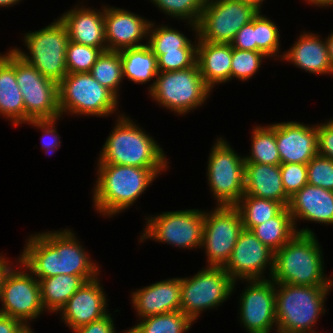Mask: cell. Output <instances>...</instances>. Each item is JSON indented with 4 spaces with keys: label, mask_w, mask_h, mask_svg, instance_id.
I'll return each instance as SVG.
<instances>
[{
    "label": "cell",
    "mask_w": 333,
    "mask_h": 333,
    "mask_svg": "<svg viewBox=\"0 0 333 333\" xmlns=\"http://www.w3.org/2000/svg\"><path fill=\"white\" fill-rule=\"evenodd\" d=\"M76 233L70 229L30 235L19 261L39 280L58 274L79 275L86 282L100 276V267L91 259Z\"/></svg>",
    "instance_id": "obj_1"
},
{
    "label": "cell",
    "mask_w": 333,
    "mask_h": 333,
    "mask_svg": "<svg viewBox=\"0 0 333 333\" xmlns=\"http://www.w3.org/2000/svg\"><path fill=\"white\" fill-rule=\"evenodd\" d=\"M118 115V116H117ZM104 142L97 163L150 168L158 176L168 169L165 151L142 127L123 113Z\"/></svg>",
    "instance_id": "obj_2"
},
{
    "label": "cell",
    "mask_w": 333,
    "mask_h": 333,
    "mask_svg": "<svg viewBox=\"0 0 333 333\" xmlns=\"http://www.w3.org/2000/svg\"><path fill=\"white\" fill-rule=\"evenodd\" d=\"M93 207L106 217L129 209L158 175L150 168L97 163Z\"/></svg>",
    "instance_id": "obj_3"
},
{
    "label": "cell",
    "mask_w": 333,
    "mask_h": 333,
    "mask_svg": "<svg viewBox=\"0 0 333 333\" xmlns=\"http://www.w3.org/2000/svg\"><path fill=\"white\" fill-rule=\"evenodd\" d=\"M316 237L297 233L274 253L271 279L275 283L333 286V277L324 273L323 250Z\"/></svg>",
    "instance_id": "obj_4"
},
{
    "label": "cell",
    "mask_w": 333,
    "mask_h": 333,
    "mask_svg": "<svg viewBox=\"0 0 333 333\" xmlns=\"http://www.w3.org/2000/svg\"><path fill=\"white\" fill-rule=\"evenodd\" d=\"M277 333H310L326 312L325 300L333 286L275 283Z\"/></svg>",
    "instance_id": "obj_5"
},
{
    "label": "cell",
    "mask_w": 333,
    "mask_h": 333,
    "mask_svg": "<svg viewBox=\"0 0 333 333\" xmlns=\"http://www.w3.org/2000/svg\"><path fill=\"white\" fill-rule=\"evenodd\" d=\"M25 52L12 48L25 62L35 67L43 76L59 83L67 74L66 49L68 30L60 18L36 31L24 33ZM21 49V50H20Z\"/></svg>",
    "instance_id": "obj_6"
},
{
    "label": "cell",
    "mask_w": 333,
    "mask_h": 333,
    "mask_svg": "<svg viewBox=\"0 0 333 333\" xmlns=\"http://www.w3.org/2000/svg\"><path fill=\"white\" fill-rule=\"evenodd\" d=\"M117 98L102 86L90 72L68 73L59 82V108L64 114L107 117L119 113ZM117 111V112H116Z\"/></svg>",
    "instance_id": "obj_7"
},
{
    "label": "cell",
    "mask_w": 333,
    "mask_h": 333,
    "mask_svg": "<svg viewBox=\"0 0 333 333\" xmlns=\"http://www.w3.org/2000/svg\"><path fill=\"white\" fill-rule=\"evenodd\" d=\"M211 92L196 63L184 70L158 72L148 93L161 107L184 116L204 105Z\"/></svg>",
    "instance_id": "obj_8"
},
{
    "label": "cell",
    "mask_w": 333,
    "mask_h": 333,
    "mask_svg": "<svg viewBox=\"0 0 333 333\" xmlns=\"http://www.w3.org/2000/svg\"><path fill=\"white\" fill-rule=\"evenodd\" d=\"M207 180L217 206H235L244 195V156L230 146L223 137L217 138L210 149Z\"/></svg>",
    "instance_id": "obj_9"
},
{
    "label": "cell",
    "mask_w": 333,
    "mask_h": 333,
    "mask_svg": "<svg viewBox=\"0 0 333 333\" xmlns=\"http://www.w3.org/2000/svg\"><path fill=\"white\" fill-rule=\"evenodd\" d=\"M205 267L192 277H181V312L194 322L202 312L222 306L237 285L223 267Z\"/></svg>",
    "instance_id": "obj_10"
},
{
    "label": "cell",
    "mask_w": 333,
    "mask_h": 333,
    "mask_svg": "<svg viewBox=\"0 0 333 333\" xmlns=\"http://www.w3.org/2000/svg\"><path fill=\"white\" fill-rule=\"evenodd\" d=\"M146 226L139 242L146 239L167 243L180 249H201L204 210L185 209L167 211L145 217Z\"/></svg>",
    "instance_id": "obj_11"
},
{
    "label": "cell",
    "mask_w": 333,
    "mask_h": 333,
    "mask_svg": "<svg viewBox=\"0 0 333 333\" xmlns=\"http://www.w3.org/2000/svg\"><path fill=\"white\" fill-rule=\"evenodd\" d=\"M259 11L256 5L244 0L205 1L197 25L198 37L205 42L230 44Z\"/></svg>",
    "instance_id": "obj_12"
},
{
    "label": "cell",
    "mask_w": 333,
    "mask_h": 333,
    "mask_svg": "<svg viewBox=\"0 0 333 333\" xmlns=\"http://www.w3.org/2000/svg\"><path fill=\"white\" fill-rule=\"evenodd\" d=\"M243 229L240 212L235 206L204 210L201 248L205 250L207 266H225Z\"/></svg>",
    "instance_id": "obj_13"
},
{
    "label": "cell",
    "mask_w": 333,
    "mask_h": 333,
    "mask_svg": "<svg viewBox=\"0 0 333 333\" xmlns=\"http://www.w3.org/2000/svg\"><path fill=\"white\" fill-rule=\"evenodd\" d=\"M3 282L0 314L30 323L44 314L38 279L17 259ZM19 264V269L15 266Z\"/></svg>",
    "instance_id": "obj_14"
},
{
    "label": "cell",
    "mask_w": 333,
    "mask_h": 333,
    "mask_svg": "<svg viewBox=\"0 0 333 333\" xmlns=\"http://www.w3.org/2000/svg\"><path fill=\"white\" fill-rule=\"evenodd\" d=\"M16 80L25 105V123L61 118L59 83L43 76L16 54Z\"/></svg>",
    "instance_id": "obj_15"
},
{
    "label": "cell",
    "mask_w": 333,
    "mask_h": 333,
    "mask_svg": "<svg viewBox=\"0 0 333 333\" xmlns=\"http://www.w3.org/2000/svg\"><path fill=\"white\" fill-rule=\"evenodd\" d=\"M245 282H248L247 287L238 298L239 322L247 333L277 331L275 282L271 278Z\"/></svg>",
    "instance_id": "obj_16"
},
{
    "label": "cell",
    "mask_w": 333,
    "mask_h": 333,
    "mask_svg": "<svg viewBox=\"0 0 333 333\" xmlns=\"http://www.w3.org/2000/svg\"><path fill=\"white\" fill-rule=\"evenodd\" d=\"M223 268L234 282L267 279L264 275L266 268L269 269L270 279L274 269V252L252 231L243 229Z\"/></svg>",
    "instance_id": "obj_17"
},
{
    "label": "cell",
    "mask_w": 333,
    "mask_h": 333,
    "mask_svg": "<svg viewBox=\"0 0 333 333\" xmlns=\"http://www.w3.org/2000/svg\"><path fill=\"white\" fill-rule=\"evenodd\" d=\"M150 23L147 18L130 10L104 6L107 51H120L147 44ZM145 38L146 43H143Z\"/></svg>",
    "instance_id": "obj_18"
},
{
    "label": "cell",
    "mask_w": 333,
    "mask_h": 333,
    "mask_svg": "<svg viewBox=\"0 0 333 333\" xmlns=\"http://www.w3.org/2000/svg\"><path fill=\"white\" fill-rule=\"evenodd\" d=\"M100 281L99 276L87 281L58 312L69 330L73 331L108 314V298Z\"/></svg>",
    "instance_id": "obj_19"
},
{
    "label": "cell",
    "mask_w": 333,
    "mask_h": 333,
    "mask_svg": "<svg viewBox=\"0 0 333 333\" xmlns=\"http://www.w3.org/2000/svg\"><path fill=\"white\" fill-rule=\"evenodd\" d=\"M276 145L281 164H307L318 154L317 124L297 121L276 123Z\"/></svg>",
    "instance_id": "obj_20"
},
{
    "label": "cell",
    "mask_w": 333,
    "mask_h": 333,
    "mask_svg": "<svg viewBox=\"0 0 333 333\" xmlns=\"http://www.w3.org/2000/svg\"><path fill=\"white\" fill-rule=\"evenodd\" d=\"M132 307L139 319L181 311V277L168 278L131 293Z\"/></svg>",
    "instance_id": "obj_21"
},
{
    "label": "cell",
    "mask_w": 333,
    "mask_h": 333,
    "mask_svg": "<svg viewBox=\"0 0 333 333\" xmlns=\"http://www.w3.org/2000/svg\"><path fill=\"white\" fill-rule=\"evenodd\" d=\"M78 3L67 12L59 16L65 24L69 40L78 44L100 48L107 51L105 24H104V5L101 10L86 7ZM79 6V7H78Z\"/></svg>",
    "instance_id": "obj_22"
},
{
    "label": "cell",
    "mask_w": 333,
    "mask_h": 333,
    "mask_svg": "<svg viewBox=\"0 0 333 333\" xmlns=\"http://www.w3.org/2000/svg\"><path fill=\"white\" fill-rule=\"evenodd\" d=\"M297 37L293 46L284 51L281 60L311 74L333 75L326 37L323 40L318 34L305 30Z\"/></svg>",
    "instance_id": "obj_23"
},
{
    "label": "cell",
    "mask_w": 333,
    "mask_h": 333,
    "mask_svg": "<svg viewBox=\"0 0 333 333\" xmlns=\"http://www.w3.org/2000/svg\"><path fill=\"white\" fill-rule=\"evenodd\" d=\"M289 211L295 227L298 219L333 225V191L306 184L289 202Z\"/></svg>",
    "instance_id": "obj_24"
},
{
    "label": "cell",
    "mask_w": 333,
    "mask_h": 333,
    "mask_svg": "<svg viewBox=\"0 0 333 333\" xmlns=\"http://www.w3.org/2000/svg\"><path fill=\"white\" fill-rule=\"evenodd\" d=\"M0 115L13 126L25 124V105L16 80V52L0 53Z\"/></svg>",
    "instance_id": "obj_25"
},
{
    "label": "cell",
    "mask_w": 333,
    "mask_h": 333,
    "mask_svg": "<svg viewBox=\"0 0 333 333\" xmlns=\"http://www.w3.org/2000/svg\"><path fill=\"white\" fill-rule=\"evenodd\" d=\"M231 61V44L205 42L198 37L196 63L211 90L231 80Z\"/></svg>",
    "instance_id": "obj_26"
},
{
    "label": "cell",
    "mask_w": 333,
    "mask_h": 333,
    "mask_svg": "<svg viewBox=\"0 0 333 333\" xmlns=\"http://www.w3.org/2000/svg\"><path fill=\"white\" fill-rule=\"evenodd\" d=\"M244 194L275 200L284 207L290 202L282 185L280 165L245 163Z\"/></svg>",
    "instance_id": "obj_27"
},
{
    "label": "cell",
    "mask_w": 333,
    "mask_h": 333,
    "mask_svg": "<svg viewBox=\"0 0 333 333\" xmlns=\"http://www.w3.org/2000/svg\"><path fill=\"white\" fill-rule=\"evenodd\" d=\"M288 207H284L275 217L255 226L253 234L274 253L290 241L297 233L314 234L310 228L297 229Z\"/></svg>",
    "instance_id": "obj_28"
},
{
    "label": "cell",
    "mask_w": 333,
    "mask_h": 333,
    "mask_svg": "<svg viewBox=\"0 0 333 333\" xmlns=\"http://www.w3.org/2000/svg\"><path fill=\"white\" fill-rule=\"evenodd\" d=\"M122 60L123 79H129L136 84H146L150 82L148 92L155 84L158 75L157 57L150 50L147 44L120 50Z\"/></svg>",
    "instance_id": "obj_29"
},
{
    "label": "cell",
    "mask_w": 333,
    "mask_h": 333,
    "mask_svg": "<svg viewBox=\"0 0 333 333\" xmlns=\"http://www.w3.org/2000/svg\"><path fill=\"white\" fill-rule=\"evenodd\" d=\"M45 312L58 313L67 301L86 283L79 275L58 274L39 279Z\"/></svg>",
    "instance_id": "obj_30"
},
{
    "label": "cell",
    "mask_w": 333,
    "mask_h": 333,
    "mask_svg": "<svg viewBox=\"0 0 333 333\" xmlns=\"http://www.w3.org/2000/svg\"><path fill=\"white\" fill-rule=\"evenodd\" d=\"M251 139L250 155H244L245 163L281 164L276 145V123L254 126Z\"/></svg>",
    "instance_id": "obj_31"
},
{
    "label": "cell",
    "mask_w": 333,
    "mask_h": 333,
    "mask_svg": "<svg viewBox=\"0 0 333 333\" xmlns=\"http://www.w3.org/2000/svg\"><path fill=\"white\" fill-rule=\"evenodd\" d=\"M138 321L127 329V333H186L194 323L181 311L149 316Z\"/></svg>",
    "instance_id": "obj_32"
},
{
    "label": "cell",
    "mask_w": 333,
    "mask_h": 333,
    "mask_svg": "<svg viewBox=\"0 0 333 333\" xmlns=\"http://www.w3.org/2000/svg\"><path fill=\"white\" fill-rule=\"evenodd\" d=\"M235 207L240 212L244 229L250 231L255 226L275 217L284 208L275 200L257 198L247 194L240 198Z\"/></svg>",
    "instance_id": "obj_33"
},
{
    "label": "cell",
    "mask_w": 333,
    "mask_h": 333,
    "mask_svg": "<svg viewBox=\"0 0 333 333\" xmlns=\"http://www.w3.org/2000/svg\"><path fill=\"white\" fill-rule=\"evenodd\" d=\"M150 23L148 30L147 45L154 54H165V52L178 51L180 48H197L196 41L192 42L185 33L168 25Z\"/></svg>",
    "instance_id": "obj_34"
},
{
    "label": "cell",
    "mask_w": 333,
    "mask_h": 333,
    "mask_svg": "<svg viewBox=\"0 0 333 333\" xmlns=\"http://www.w3.org/2000/svg\"><path fill=\"white\" fill-rule=\"evenodd\" d=\"M90 73L102 86L120 98V84L124 80L120 51L102 52Z\"/></svg>",
    "instance_id": "obj_35"
},
{
    "label": "cell",
    "mask_w": 333,
    "mask_h": 333,
    "mask_svg": "<svg viewBox=\"0 0 333 333\" xmlns=\"http://www.w3.org/2000/svg\"><path fill=\"white\" fill-rule=\"evenodd\" d=\"M157 6L159 11H163L166 17L183 20L193 28L195 36L198 35V23L202 15L205 4L204 0H150Z\"/></svg>",
    "instance_id": "obj_36"
},
{
    "label": "cell",
    "mask_w": 333,
    "mask_h": 333,
    "mask_svg": "<svg viewBox=\"0 0 333 333\" xmlns=\"http://www.w3.org/2000/svg\"><path fill=\"white\" fill-rule=\"evenodd\" d=\"M279 32L278 26L260 10L255 16L256 51L263 52L270 58L276 56L275 60H281L283 52L280 51Z\"/></svg>",
    "instance_id": "obj_37"
},
{
    "label": "cell",
    "mask_w": 333,
    "mask_h": 333,
    "mask_svg": "<svg viewBox=\"0 0 333 333\" xmlns=\"http://www.w3.org/2000/svg\"><path fill=\"white\" fill-rule=\"evenodd\" d=\"M268 59L263 52L241 50L232 47L231 80H250L261 68L263 59Z\"/></svg>",
    "instance_id": "obj_38"
},
{
    "label": "cell",
    "mask_w": 333,
    "mask_h": 333,
    "mask_svg": "<svg viewBox=\"0 0 333 333\" xmlns=\"http://www.w3.org/2000/svg\"><path fill=\"white\" fill-rule=\"evenodd\" d=\"M102 52L104 51L100 48L78 44L69 40L66 49L68 73L90 72Z\"/></svg>",
    "instance_id": "obj_39"
},
{
    "label": "cell",
    "mask_w": 333,
    "mask_h": 333,
    "mask_svg": "<svg viewBox=\"0 0 333 333\" xmlns=\"http://www.w3.org/2000/svg\"><path fill=\"white\" fill-rule=\"evenodd\" d=\"M154 55L157 57L158 72L184 70L196 64L197 48H180L178 51Z\"/></svg>",
    "instance_id": "obj_40"
},
{
    "label": "cell",
    "mask_w": 333,
    "mask_h": 333,
    "mask_svg": "<svg viewBox=\"0 0 333 333\" xmlns=\"http://www.w3.org/2000/svg\"><path fill=\"white\" fill-rule=\"evenodd\" d=\"M308 184L333 191V160L316 155L307 163Z\"/></svg>",
    "instance_id": "obj_41"
},
{
    "label": "cell",
    "mask_w": 333,
    "mask_h": 333,
    "mask_svg": "<svg viewBox=\"0 0 333 333\" xmlns=\"http://www.w3.org/2000/svg\"><path fill=\"white\" fill-rule=\"evenodd\" d=\"M280 171L282 185L289 198L308 183L307 164H280Z\"/></svg>",
    "instance_id": "obj_42"
},
{
    "label": "cell",
    "mask_w": 333,
    "mask_h": 333,
    "mask_svg": "<svg viewBox=\"0 0 333 333\" xmlns=\"http://www.w3.org/2000/svg\"><path fill=\"white\" fill-rule=\"evenodd\" d=\"M59 119L61 118L30 120L28 123H25L27 125L30 124L35 128L37 127L42 131L41 148L45 150L46 154L49 153L51 155V153L57 151L60 148L59 146H61V138L57 134V128L55 127ZM46 136L49 138L45 139Z\"/></svg>",
    "instance_id": "obj_43"
},
{
    "label": "cell",
    "mask_w": 333,
    "mask_h": 333,
    "mask_svg": "<svg viewBox=\"0 0 333 333\" xmlns=\"http://www.w3.org/2000/svg\"><path fill=\"white\" fill-rule=\"evenodd\" d=\"M318 155L333 160V118L317 124Z\"/></svg>",
    "instance_id": "obj_44"
},
{
    "label": "cell",
    "mask_w": 333,
    "mask_h": 333,
    "mask_svg": "<svg viewBox=\"0 0 333 333\" xmlns=\"http://www.w3.org/2000/svg\"><path fill=\"white\" fill-rule=\"evenodd\" d=\"M255 17L251 22L244 25L230 43L233 48L256 51Z\"/></svg>",
    "instance_id": "obj_45"
},
{
    "label": "cell",
    "mask_w": 333,
    "mask_h": 333,
    "mask_svg": "<svg viewBox=\"0 0 333 333\" xmlns=\"http://www.w3.org/2000/svg\"><path fill=\"white\" fill-rule=\"evenodd\" d=\"M111 315L112 313H108L97 321L74 329L72 333H116L114 318ZM123 333H127V330H124Z\"/></svg>",
    "instance_id": "obj_46"
},
{
    "label": "cell",
    "mask_w": 333,
    "mask_h": 333,
    "mask_svg": "<svg viewBox=\"0 0 333 333\" xmlns=\"http://www.w3.org/2000/svg\"><path fill=\"white\" fill-rule=\"evenodd\" d=\"M21 323L18 319L0 314V333H13Z\"/></svg>",
    "instance_id": "obj_47"
},
{
    "label": "cell",
    "mask_w": 333,
    "mask_h": 333,
    "mask_svg": "<svg viewBox=\"0 0 333 333\" xmlns=\"http://www.w3.org/2000/svg\"><path fill=\"white\" fill-rule=\"evenodd\" d=\"M13 264L14 263L10 262L8 258L3 256L2 254L0 255V294H1V289L3 287L4 279L8 271L14 266Z\"/></svg>",
    "instance_id": "obj_48"
},
{
    "label": "cell",
    "mask_w": 333,
    "mask_h": 333,
    "mask_svg": "<svg viewBox=\"0 0 333 333\" xmlns=\"http://www.w3.org/2000/svg\"><path fill=\"white\" fill-rule=\"evenodd\" d=\"M311 6L315 5V7L319 6L320 8L333 7V0H306Z\"/></svg>",
    "instance_id": "obj_49"
},
{
    "label": "cell",
    "mask_w": 333,
    "mask_h": 333,
    "mask_svg": "<svg viewBox=\"0 0 333 333\" xmlns=\"http://www.w3.org/2000/svg\"><path fill=\"white\" fill-rule=\"evenodd\" d=\"M327 47H328V53L330 58V65L333 71V32H331L330 35L326 38Z\"/></svg>",
    "instance_id": "obj_50"
},
{
    "label": "cell",
    "mask_w": 333,
    "mask_h": 333,
    "mask_svg": "<svg viewBox=\"0 0 333 333\" xmlns=\"http://www.w3.org/2000/svg\"><path fill=\"white\" fill-rule=\"evenodd\" d=\"M30 323H21L13 333H34Z\"/></svg>",
    "instance_id": "obj_51"
},
{
    "label": "cell",
    "mask_w": 333,
    "mask_h": 333,
    "mask_svg": "<svg viewBox=\"0 0 333 333\" xmlns=\"http://www.w3.org/2000/svg\"><path fill=\"white\" fill-rule=\"evenodd\" d=\"M21 3V0H0V8L1 7H11L16 5L17 3Z\"/></svg>",
    "instance_id": "obj_52"
},
{
    "label": "cell",
    "mask_w": 333,
    "mask_h": 333,
    "mask_svg": "<svg viewBox=\"0 0 333 333\" xmlns=\"http://www.w3.org/2000/svg\"><path fill=\"white\" fill-rule=\"evenodd\" d=\"M244 1H248V2L253 3L254 5H256L261 10L263 2L265 0H244Z\"/></svg>",
    "instance_id": "obj_53"
}]
</instances>
